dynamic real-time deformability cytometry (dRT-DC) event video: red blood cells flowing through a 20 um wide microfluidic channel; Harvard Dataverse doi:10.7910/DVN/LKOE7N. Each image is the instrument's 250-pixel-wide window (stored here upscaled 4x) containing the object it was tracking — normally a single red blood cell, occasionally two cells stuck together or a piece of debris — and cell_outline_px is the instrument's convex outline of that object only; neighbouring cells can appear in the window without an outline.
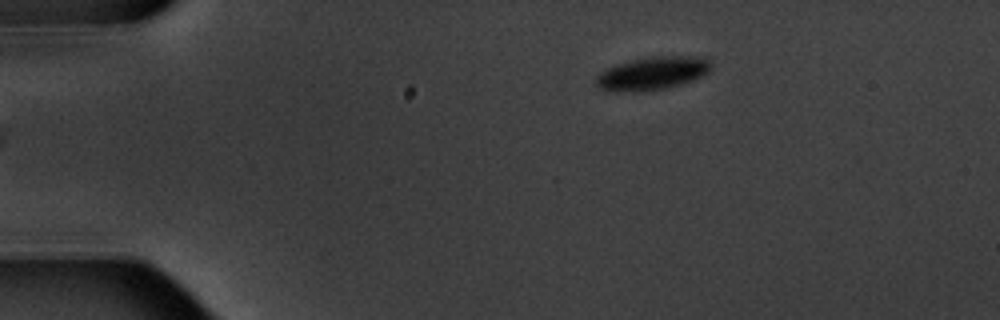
{"species": "common noctule bat (a hibernating species)", "species_latin": "Nyctalus noctula", "temperature_condition": "warm", "stored_images_in_passage": 4, "camera_frame_rate_fps": 3000, "um_per_image_px": 0.085, "animal": {"sex": "male", "body_mass_g": 20.1, "forearm_length_mm": 53.5}, "frame": {"image": 1, "passage_image": 4, "time_ms": 3.667, "image_size_px": [1000, 320], "cell_outline_px": [[712, 68], [704, 76], [680, 84], [664, 88], [636, 92], [616, 92], [600, 88], [592, 80], [600, 72], [616, 64], [632, 60], [652, 56], [704, 56], [712, 64]], "centroid_in_image_um": [55.45, 6.23], "position_along_channel_um": 29.5, "area_um2": 22.43}}